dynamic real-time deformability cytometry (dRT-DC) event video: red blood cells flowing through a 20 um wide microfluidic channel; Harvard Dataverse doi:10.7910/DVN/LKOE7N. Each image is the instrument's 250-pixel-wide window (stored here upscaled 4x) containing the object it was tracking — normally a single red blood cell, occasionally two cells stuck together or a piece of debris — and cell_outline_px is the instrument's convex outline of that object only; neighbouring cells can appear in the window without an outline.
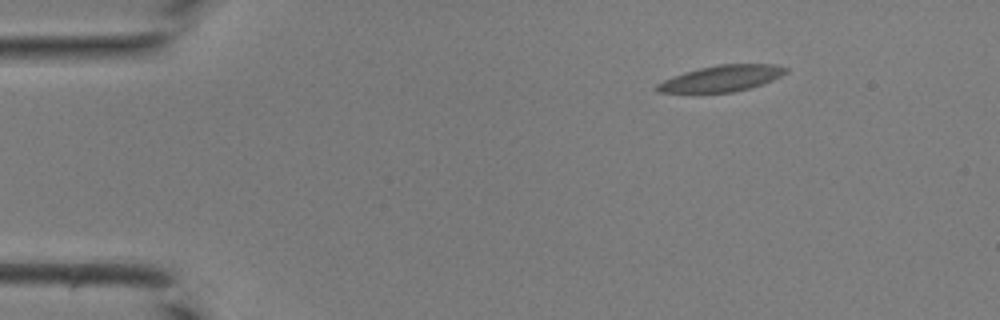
{"species": "common noctule bat (a hibernating species)", "species_latin": "Nyctalus noctula", "temperature_condition": "room temperature", "stored_images_in_passage": 39, "camera_frame_rate_fps": 3000, "um_per_image_px": 0.085, "animal": {"sex": "male", "body_mass_g": 19.0, "forearm_length_mm": 50.8}, "frame": {"image": 1, "passage_image": 1, "time_ms": 0.0, "image_size_px": [1000, 320], "cell_outline_px": [[788, 72], [772, 80], [748, 88], [732, 92], [656, 92], [656, 84], [664, 80], [684, 72], [700, 68], [720, 64], [776, 64], [788, 68]], "centroid_in_image_um": [61.35, 6.65], "position_along_channel_um": 23.6, "area_um2": 19.31}}
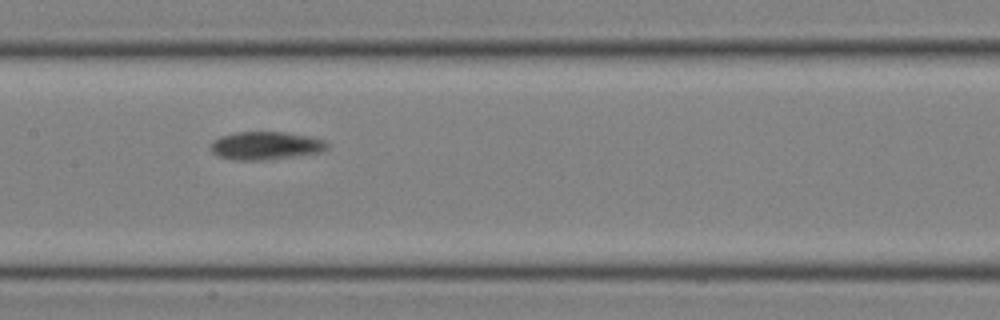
{"frame": {"image": 2, "passage_image": 17, "time_ms": 5.333, "image_size_px": [1000, 320], "cell_outline_px": [[328, 148], [320, 152], [264, 160], [232, 160], [216, 156], [208, 148], [212, 140], [220, 136], [236, 132], [284, 132], [308, 136], [324, 140], [328, 144]], "centroid_in_image_um": [22.5, 12.38], "position_along_channel_um": 184.9, "area_um2": 19.13}}
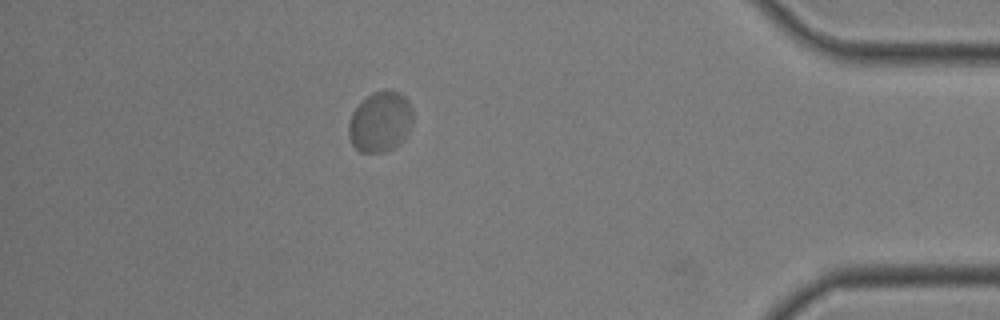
{"frame": {"image": 3, "passage_image": 34, "time_ms": 11.0, "image_size_px": [1000, 320], "cell_outline_px": [[412, 120], [408, 132], [404, 140], [400, 144], [384, 152], [360, 152], [352, 144], [348, 136], [348, 124], [352, 112], [372, 92], [388, 88], [400, 92], [408, 100], [412, 108]], "centroid_in_image_um": [32.33, 10.34], "position_along_channel_um": 402.9, "area_um2": 22.83}}